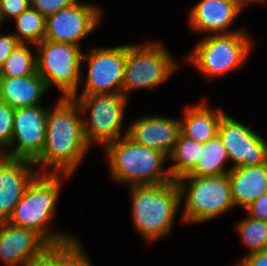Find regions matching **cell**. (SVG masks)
<instances>
[{
	"label": "cell",
	"mask_w": 267,
	"mask_h": 266,
	"mask_svg": "<svg viewBox=\"0 0 267 266\" xmlns=\"http://www.w3.org/2000/svg\"><path fill=\"white\" fill-rule=\"evenodd\" d=\"M82 119L79 104L72 97H60L48 109L44 147L34 161L39 174L71 176L74 173L90 147ZM40 168L47 169L43 173Z\"/></svg>",
	"instance_id": "1"
},
{
	"label": "cell",
	"mask_w": 267,
	"mask_h": 266,
	"mask_svg": "<svg viewBox=\"0 0 267 266\" xmlns=\"http://www.w3.org/2000/svg\"><path fill=\"white\" fill-rule=\"evenodd\" d=\"M180 133V119L168 116H143L128 126L126 136L137 144L169 156Z\"/></svg>",
	"instance_id": "16"
},
{
	"label": "cell",
	"mask_w": 267,
	"mask_h": 266,
	"mask_svg": "<svg viewBox=\"0 0 267 266\" xmlns=\"http://www.w3.org/2000/svg\"><path fill=\"white\" fill-rule=\"evenodd\" d=\"M236 266H267V250L247 254Z\"/></svg>",
	"instance_id": "33"
},
{
	"label": "cell",
	"mask_w": 267,
	"mask_h": 266,
	"mask_svg": "<svg viewBox=\"0 0 267 266\" xmlns=\"http://www.w3.org/2000/svg\"><path fill=\"white\" fill-rule=\"evenodd\" d=\"M33 266H68V244L52 247Z\"/></svg>",
	"instance_id": "27"
},
{
	"label": "cell",
	"mask_w": 267,
	"mask_h": 266,
	"mask_svg": "<svg viewBox=\"0 0 267 266\" xmlns=\"http://www.w3.org/2000/svg\"><path fill=\"white\" fill-rule=\"evenodd\" d=\"M234 206L247 208L267 193V162L256 166L234 167L228 172Z\"/></svg>",
	"instance_id": "18"
},
{
	"label": "cell",
	"mask_w": 267,
	"mask_h": 266,
	"mask_svg": "<svg viewBox=\"0 0 267 266\" xmlns=\"http://www.w3.org/2000/svg\"><path fill=\"white\" fill-rule=\"evenodd\" d=\"M176 60L162 43L126 45V62L121 93L125 98L133 90L154 88L165 82L178 68Z\"/></svg>",
	"instance_id": "7"
},
{
	"label": "cell",
	"mask_w": 267,
	"mask_h": 266,
	"mask_svg": "<svg viewBox=\"0 0 267 266\" xmlns=\"http://www.w3.org/2000/svg\"><path fill=\"white\" fill-rule=\"evenodd\" d=\"M47 113L42 105L14 109L11 143L1 155L34 162L44 147Z\"/></svg>",
	"instance_id": "11"
},
{
	"label": "cell",
	"mask_w": 267,
	"mask_h": 266,
	"mask_svg": "<svg viewBox=\"0 0 267 266\" xmlns=\"http://www.w3.org/2000/svg\"><path fill=\"white\" fill-rule=\"evenodd\" d=\"M2 101L13 109L41 105L48 91L44 79L36 72L24 77H0Z\"/></svg>",
	"instance_id": "20"
},
{
	"label": "cell",
	"mask_w": 267,
	"mask_h": 266,
	"mask_svg": "<svg viewBox=\"0 0 267 266\" xmlns=\"http://www.w3.org/2000/svg\"><path fill=\"white\" fill-rule=\"evenodd\" d=\"M38 174L33 161L0 154V222L8 220Z\"/></svg>",
	"instance_id": "15"
},
{
	"label": "cell",
	"mask_w": 267,
	"mask_h": 266,
	"mask_svg": "<svg viewBox=\"0 0 267 266\" xmlns=\"http://www.w3.org/2000/svg\"><path fill=\"white\" fill-rule=\"evenodd\" d=\"M218 135L225 146L232 168L256 166L267 162V141L261 135L226 113L219 123Z\"/></svg>",
	"instance_id": "13"
},
{
	"label": "cell",
	"mask_w": 267,
	"mask_h": 266,
	"mask_svg": "<svg viewBox=\"0 0 267 266\" xmlns=\"http://www.w3.org/2000/svg\"><path fill=\"white\" fill-rule=\"evenodd\" d=\"M131 187L132 221L135 230L150 244L172 231L182 203L176 180L163 185Z\"/></svg>",
	"instance_id": "3"
},
{
	"label": "cell",
	"mask_w": 267,
	"mask_h": 266,
	"mask_svg": "<svg viewBox=\"0 0 267 266\" xmlns=\"http://www.w3.org/2000/svg\"><path fill=\"white\" fill-rule=\"evenodd\" d=\"M69 177L71 176L38 174L27 186L23 197L6 222L36 231L52 247L63 246L78 240L69 233L49 229L57 207L61 179Z\"/></svg>",
	"instance_id": "2"
},
{
	"label": "cell",
	"mask_w": 267,
	"mask_h": 266,
	"mask_svg": "<svg viewBox=\"0 0 267 266\" xmlns=\"http://www.w3.org/2000/svg\"><path fill=\"white\" fill-rule=\"evenodd\" d=\"M72 98L79 104L84 118L82 119L83 131L90 147L92 144L105 147L127 135V130L121 134L124 112L128 104V99L122 93L74 95ZM85 113L89 115L85 116Z\"/></svg>",
	"instance_id": "8"
},
{
	"label": "cell",
	"mask_w": 267,
	"mask_h": 266,
	"mask_svg": "<svg viewBox=\"0 0 267 266\" xmlns=\"http://www.w3.org/2000/svg\"><path fill=\"white\" fill-rule=\"evenodd\" d=\"M224 114L222 109H211L204 101L188 105L180 119L181 134L204 144L218 134L219 123Z\"/></svg>",
	"instance_id": "19"
},
{
	"label": "cell",
	"mask_w": 267,
	"mask_h": 266,
	"mask_svg": "<svg viewBox=\"0 0 267 266\" xmlns=\"http://www.w3.org/2000/svg\"><path fill=\"white\" fill-rule=\"evenodd\" d=\"M13 21L17 30L14 35L20 43L35 46L45 39L46 17L34 7L29 6Z\"/></svg>",
	"instance_id": "23"
},
{
	"label": "cell",
	"mask_w": 267,
	"mask_h": 266,
	"mask_svg": "<svg viewBox=\"0 0 267 266\" xmlns=\"http://www.w3.org/2000/svg\"><path fill=\"white\" fill-rule=\"evenodd\" d=\"M201 150L203 144L179 134L174 149L168 156V159L173 161V165L168 169L174 180L186 176L195 167Z\"/></svg>",
	"instance_id": "22"
},
{
	"label": "cell",
	"mask_w": 267,
	"mask_h": 266,
	"mask_svg": "<svg viewBox=\"0 0 267 266\" xmlns=\"http://www.w3.org/2000/svg\"><path fill=\"white\" fill-rule=\"evenodd\" d=\"M236 1L239 5H241L243 8L246 7L248 4H252L253 3H260L261 1L264 2L265 0H234Z\"/></svg>",
	"instance_id": "34"
},
{
	"label": "cell",
	"mask_w": 267,
	"mask_h": 266,
	"mask_svg": "<svg viewBox=\"0 0 267 266\" xmlns=\"http://www.w3.org/2000/svg\"><path fill=\"white\" fill-rule=\"evenodd\" d=\"M85 253L79 240L69 243L68 266H92Z\"/></svg>",
	"instance_id": "30"
},
{
	"label": "cell",
	"mask_w": 267,
	"mask_h": 266,
	"mask_svg": "<svg viewBox=\"0 0 267 266\" xmlns=\"http://www.w3.org/2000/svg\"><path fill=\"white\" fill-rule=\"evenodd\" d=\"M30 6V0H0V13L2 20L18 17Z\"/></svg>",
	"instance_id": "29"
},
{
	"label": "cell",
	"mask_w": 267,
	"mask_h": 266,
	"mask_svg": "<svg viewBox=\"0 0 267 266\" xmlns=\"http://www.w3.org/2000/svg\"><path fill=\"white\" fill-rule=\"evenodd\" d=\"M236 224L235 229L244 246L249 249L248 254L267 250V221L247 216Z\"/></svg>",
	"instance_id": "25"
},
{
	"label": "cell",
	"mask_w": 267,
	"mask_h": 266,
	"mask_svg": "<svg viewBox=\"0 0 267 266\" xmlns=\"http://www.w3.org/2000/svg\"><path fill=\"white\" fill-rule=\"evenodd\" d=\"M51 248L36 231L0 222V259L5 266H33Z\"/></svg>",
	"instance_id": "14"
},
{
	"label": "cell",
	"mask_w": 267,
	"mask_h": 266,
	"mask_svg": "<svg viewBox=\"0 0 267 266\" xmlns=\"http://www.w3.org/2000/svg\"><path fill=\"white\" fill-rule=\"evenodd\" d=\"M20 44L16 36L10 32L8 35L0 36V69L11 52Z\"/></svg>",
	"instance_id": "32"
},
{
	"label": "cell",
	"mask_w": 267,
	"mask_h": 266,
	"mask_svg": "<svg viewBox=\"0 0 267 266\" xmlns=\"http://www.w3.org/2000/svg\"><path fill=\"white\" fill-rule=\"evenodd\" d=\"M176 181L181 201L186 200L181 219L185 223L211 221L234 208L228 174L183 176Z\"/></svg>",
	"instance_id": "6"
},
{
	"label": "cell",
	"mask_w": 267,
	"mask_h": 266,
	"mask_svg": "<svg viewBox=\"0 0 267 266\" xmlns=\"http://www.w3.org/2000/svg\"><path fill=\"white\" fill-rule=\"evenodd\" d=\"M79 0L46 17L45 39L80 46L79 42L99 26L101 9L95 3Z\"/></svg>",
	"instance_id": "12"
},
{
	"label": "cell",
	"mask_w": 267,
	"mask_h": 266,
	"mask_svg": "<svg viewBox=\"0 0 267 266\" xmlns=\"http://www.w3.org/2000/svg\"><path fill=\"white\" fill-rule=\"evenodd\" d=\"M37 73L48 88L55 87L61 97H73L81 82L83 52L80 46L43 40L35 45Z\"/></svg>",
	"instance_id": "9"
},
{
	"label": "cell",
	"mask_w": 267,
	"mask_h": 266,
	"mask_svg": "<svg viewBox=\"0 0 267 266\" xmlns=\"http://www.w3.org/2000/svg\"><path fill=\"white\" fill-rule=\"evenodd\" d=\"M114 181L133 185H163L174 180L164 170L168 156L123 136L104 147Z\"/></svg>",
	"instance_id": "4"
},
{
	"label": "cell",
	"mask_w": 267,
	"mask_h": 266,
	"mask_svg": "<svg viewBox=\"0 0 267 266\" xmlns=\"http://www.w3.org/2000/svg\"><path fill=\"white\" fill-rule=\"evenodd\" d=\"M244 211L253 219L267 221V193L257 198Z\"/></svg>",
	"instance_id": "31"
},
{
	"label": "cell",
	"mask_w": 267,
	"mask_h": 266,
	"mask_svg": "<svg viewBox=\"0 0 267 266\" xmlns=\"http://www.w3.org/2000/svg\"><path fill=\"white\" fill-rule=\"evenodd\" d=\"M29 44L20 43L9 55L0 69V77H24L37 72L36 53Z\"/></svg>",
	"instance_id": "24"
},
{
	"label": "cell",
	"mask_w": 267,
	"mask_h": 266,
	"mask_svg": "<svg viewBox=\"0 0 267 266\" xmlns=\"http://www.w3.org/2000/svg\"><path fill=\"white\" fill-rule=\"evenodd\" d=\"M78 1L79 0H30V6L34 7L43 16L47 17Z\"/></svg>",
	"instance_id": "28"
},
{
	"label": "cell",
	"mask_w": 267,
	"mask_h": 266,
	"mask_svg": "<svg viewBox=\"0 0 267 266\" xmlns=\"http://www.w3.org/2000/svg\"><path fill=\"white\" fill-rule=\"evenodd\" d=\"M228 155L220 136L217 134L203 144V150L195 167L186 176H217L228 174L232 169L224 165L228 161Z\"/></svg>",
	"instance_id": "21"
},
{
	"label": "cell",
	"mask_w": 267,
	"mask_h": 266,
	"mask_svg": "<svg viewBox=\"0 0 267 266\" xmlns=\"http://www.w3.org/2000/svg\"><path fill=\"white\" fill-rule=\"evenodd\" d=\"M254 45L245 31L205 35L186 60L209 81L245 65Z\"/></svg>",
	"instance_id": "5"
},
{
	"label": "cell",
	"mask_w": 267,
	"mask_h": 266,
	"mask_svg": "<svg viewBox=\"0 0 267 266\" xmlns=\"http://www.w3.org/2000/svg\"><path fill=\"white\" fill-rule=\"evenodd\" d=\"M244 9L234 0H200L189 12V24L208 35L231 34V24Z\"/></svg>",
	"instance_id": "17"
},
{
	"label": "cell",
	"mask_w": 267,
	"mask_h": 266,
	"mask_svg": "<svg viewBox=\"0 0 267 266\" xmlns=\"http://www.w3.org/2000/svg\"><path fill=\"white\" fill-rule=\"evenodd\" d=\"M88 71L83 90L75 95L121 93L126 62V45L110 48L91 47L83 52L82 64Z\"/></svg>",
	"instance_id": "10"
},
{
	"label": "cell",
	"mask_w": 267,
	"mask_h": 266,
	"mask_svg": "<svg viewBox=\"0 0 267 266\" xmlns=\"http://www.w3.org/2000/svg\"><path fill=\"white\" fill-rule=\"evenodd\" d=\"M2 101V94H1V80H0V102Z\"/></svg>",
	"instance_id": "35"
},
{
	"label": "cell",
	"mask_w": 267,
	"mask_h": 266,
	"mask_svg": "<svg viewBox=\"0 0 267 266\" xmlns=\"http://www.w3.org/2000/svg\"><path fill=\"white\" fill-rule=\"evenodd\" d=\"M14 109L0 102V154L9 146L13 134Z\"/></svg>",
	"instance_id": "26"
},
{
	"label": "cell",
	"mask_w": 267,
	"mask_h": 266,
	"mask_svg": "<svg viewBox=\"0 0 267 266\" xmlns=\"http://www.w3.org/2000/svg\"><path fill=\"white\" fill-rule=\"evenodd\" d=\"M2 23H3V20H2V17H1V13H0V26L2 25Z\"/></svg>",
	"instance_id": "36"
}]
</instances>
